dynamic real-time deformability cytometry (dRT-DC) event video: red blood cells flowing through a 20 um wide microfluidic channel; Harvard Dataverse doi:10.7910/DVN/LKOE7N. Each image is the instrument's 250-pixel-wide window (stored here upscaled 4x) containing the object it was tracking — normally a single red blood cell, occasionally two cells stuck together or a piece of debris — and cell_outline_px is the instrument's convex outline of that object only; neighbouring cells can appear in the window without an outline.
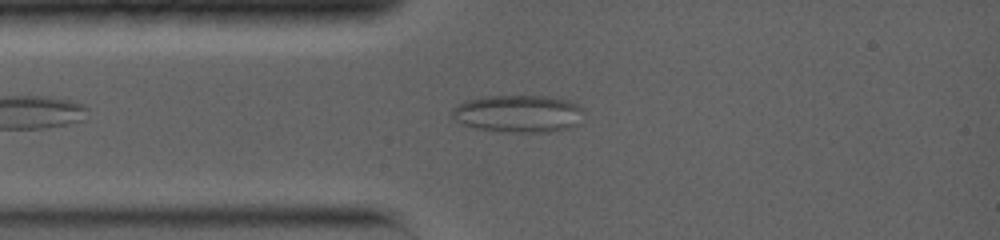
{"species": "common noctule bat (a hibernating species)", "species_latin": "Nyctalus noctula", "temperature_condition": "warm", "stored_images_in_passage": 31, "camera_frame_rate_fps": 5000, "um_per_image_px": 0.085, "animal": {"sex": "female", "body_mass_g": 19.0, "forearm_length_mm": 56.7}, "frame": {"image": 1, "passage_image": 6, "time_ms": 1.8, "image_size_px": [1000, 240], "cell_outline_px": [[584, 108], [576, 124], [572, 128], [548, 132], [500, 132], [476, 128], [460, 124], [452, 116], [452, 108], [456, 104], [464, 100], [488, 96], [544, 96], [568, 100]], "centroid_in_image_um": [44.01, 9.67], "position_along_channel_um": 41.0, "area_um2": 28.9}}
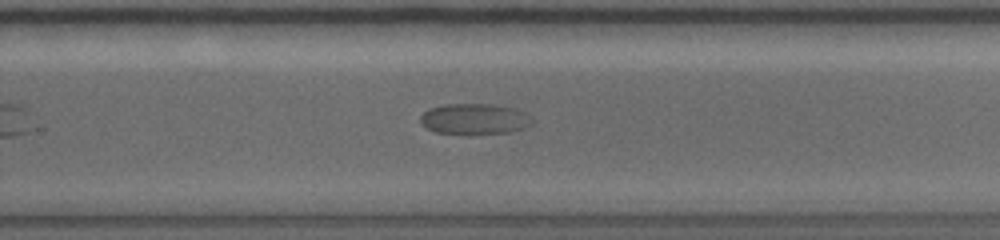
{"frame": {"image": 2, "passage_image": 23, "time_ms": 8.6, "image_size_px": [1000, 240], "cell_outline_px": [[532, 124], [524, 128], [508, 132], [436, 132], [424, 128], [420, 124], [420, 116], [428, 108], [444, 104], [492, 104], [516, 108], [524, 112], [532, 120]], "centroid_in_image_um": [40.29, 10.07], "position_along_channel_um": 289.5, "area_um2": 19.65}}
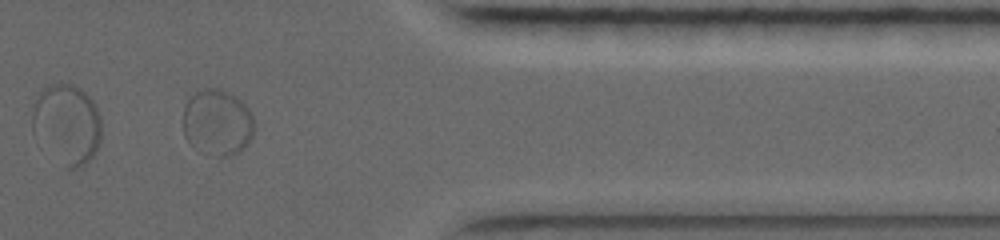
{"frame": {"image": 3, "passage_image": 27, "time_ms": 11.8, "image_size_px": [1000, 240], "cell_outline_px": [[252, 136], [240, 152], [228, 156], [212, 156], [192, 144], [184, 136], [184, 104], [196, 92], [204, 88], [220, 88], [236, 96], [248, 108], [252, 116]], "centroid_in_image_um": [18.47, 10.39], "position_along_channel_um": 392.9, "area_um2": 27.05}}